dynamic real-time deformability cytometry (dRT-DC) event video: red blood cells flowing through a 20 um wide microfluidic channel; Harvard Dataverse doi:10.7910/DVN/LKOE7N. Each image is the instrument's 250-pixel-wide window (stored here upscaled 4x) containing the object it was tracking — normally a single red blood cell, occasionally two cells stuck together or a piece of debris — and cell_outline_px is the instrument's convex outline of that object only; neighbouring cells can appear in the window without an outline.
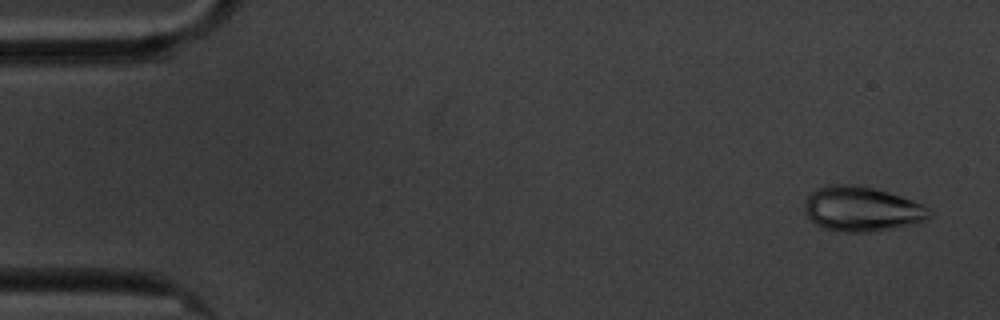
{"species": "common noctule bat (a hibernating species)", "species_latin": "Nyctalus noctula", "temperature_condition": "cold", "stored_images_in_passage": 56, "camera_frame_rate_fps": 3000, "um_per_image_px": 0.085, "animal": {"sex": "male", "body_mass_g": 20.1, "forearm_length_mm": 53.5}, "frame": {"image": 1, "passage_image": 3, "time_ms": 0.667, "image_size_px": [1000, 320], "cell_outline_px": [[932, 212], [924, 220], [868, 232], [844, 232], [824, 228], [816, 224], [804, 212], [804, 204], [808, 196], [816, 188], [828, 184], [856, 184], [888, 192], [900, 196], [920, 204], [928, 208]], "centroid_in_image_um": [73.16, 17.74], "position_along_channel_um": 11.8, "area_um2": 31.96}}
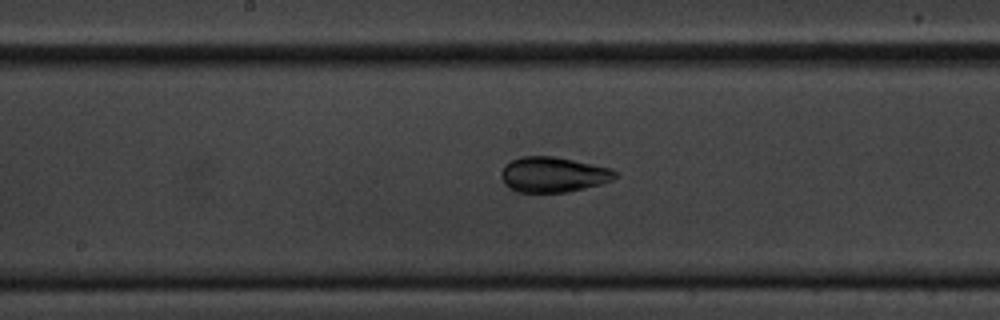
{"frame": {"image": 2, "passage_image": 30, "time_ms": 9.667, "image_size_px": [1000, 320], "cell_outline_px": [[616, 176], [612, 180], [600, 184], [568, 192], [516, 192], [508, 188], [504, 184], [500, 176], [500, 172], [504, 164], [512, 160], [524, 156], [552, 156], [612, 168], [616, 172]], "centroid_in_image_um": [46.97, 14.84], "position_along_channel_um": 201.2, "area_um2": 23.47}}
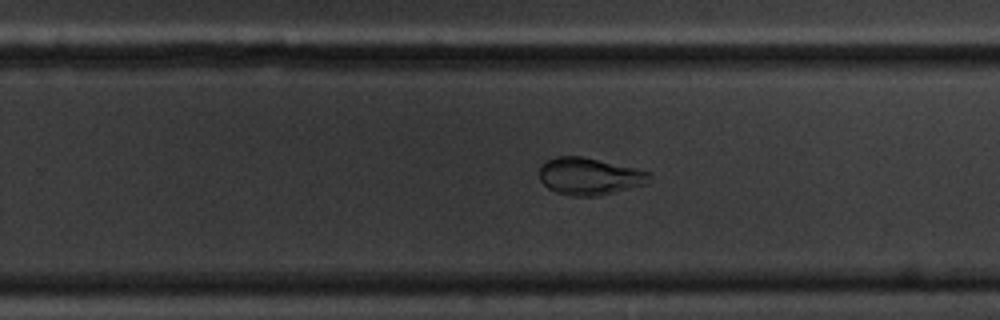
{"frame": {"image": 3, "passage_image": 37, "time_ms": 12.0, "image_size_px": [1000, 320], "cell_outline_px": [[652, 172], [648, 184], [600, 196], [568, 196], [556, 192], [548, 188], [540, 180], [540, 164], [544, 160], [556, 156], [584, 156]], "centroid_in_image_um": [50.11, 14.98], "position_along_channel_um": 279.7, "area_um2": 24.28}}